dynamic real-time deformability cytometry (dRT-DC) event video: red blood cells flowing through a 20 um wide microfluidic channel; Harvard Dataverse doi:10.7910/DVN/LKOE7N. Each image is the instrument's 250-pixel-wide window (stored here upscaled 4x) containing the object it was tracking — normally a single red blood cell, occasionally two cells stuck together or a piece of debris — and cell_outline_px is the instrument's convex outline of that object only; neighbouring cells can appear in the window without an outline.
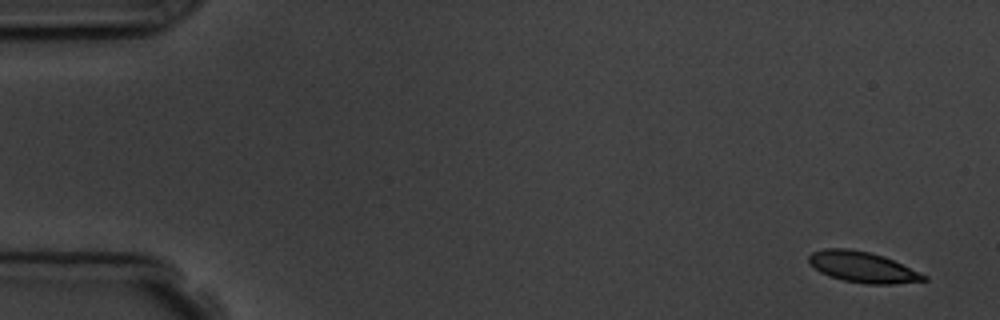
{"species": "common noctule bat (a hibernating species)", "species_latin": "Nyctalus noctula", "temperature_condition": "room temperature", "stored_images_in_passage": 6, "camera_frame_rate_fps": 3000, "um_per_image_px": 0.085, "animal": {"sex": "male", "body_mass_g": 19.5, "forearm_length_mm": 54.6}, "frame": {"image": 1, "passage_image": 1, "time_ms": 0.0, "image_size_px": [1000, 320], "cell_outline_px": [[928, 280], [892, 284], [868, 284], [844, 280], [828, 276], [820, 272], [808, 260], [808, 256], [812, 252], [824, 248], [848, 248], [868, 252], [884, 256], [928, 276]], "centroid_in_image_um": [73.32, 22.7], "position_along_channel_um": 11.7, "area_um2": 20.46}}
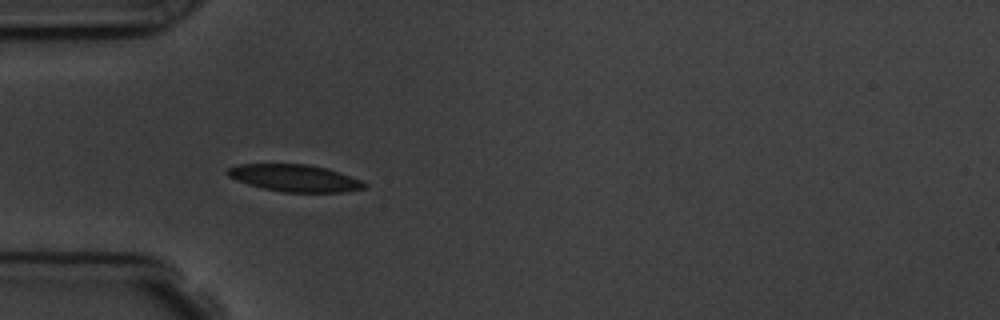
{"frame": {"image": 2, "passage_image": 5, "time_ms": 4.667, "image_size_px": [1000, 320], "cell_outline_px": [[368, 188], [344, 192], [280, 192], [248, 184], [236, 180], [228, 176], [224, 172], [228, 168], [236, 164], [308, 164], [324, 168], [360, 180], [368, 184]], "centroid_in_image_um": [25.01, 15.14], "position_along_channel_um": 60.0, "area_um2": 21.5}}